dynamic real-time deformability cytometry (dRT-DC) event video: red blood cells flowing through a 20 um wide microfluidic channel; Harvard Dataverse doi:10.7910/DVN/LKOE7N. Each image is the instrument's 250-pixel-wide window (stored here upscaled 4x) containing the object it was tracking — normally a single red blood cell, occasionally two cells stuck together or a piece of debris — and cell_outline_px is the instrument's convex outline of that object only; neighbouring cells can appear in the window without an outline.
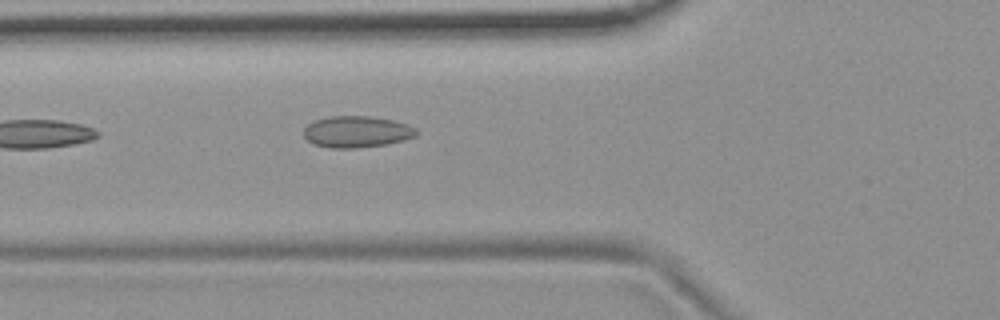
{"species": "common noctule bat (a hibernating species)", "species_latin": "Nyctalus noctula", "temperature_condition": "room temperature", "stored_images_in_passage": 6, "camera_frame_rate_fps": 3000, "um_per_image_px": 0.085, "animal": {"sex": "female", "body_mass_g": 19.9}, "frame": {"image": 1, "passage_image": 6, "time_ms": 6.0, "image_size_px": [1000, 320], "cell_outline_px": [[420, 132], [416, 136], [404, 140], [388, 144], [356, 148], [328, 148], [312, 144], [304, 136], [304, 128], [308, 124], [316, 120], [328, 116], [372, 116], [392, 120], [408, 124], [416, 128]], "centroid_in_image_um": [30.34, 11.2], "position_along_channel_um": 95.5, "area_um2": 20.92}}